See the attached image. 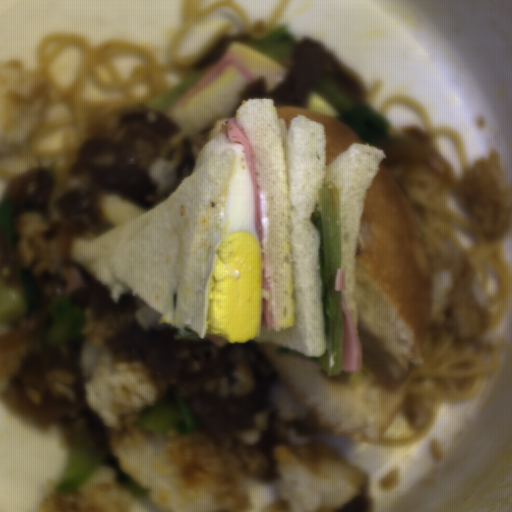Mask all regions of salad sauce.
<instances>
[{
  "instance_id": "salad-sauce-1",
  "label": "salad sauce",
  "mask_w": 512,
  "mask_h": 512,
  "mask_svg": "<svg viewBox=\"0 0 512 512\" xmlns=\"http://www.w3.org/2000/svg\"><path fill=\"white\" fill-rule=\"evenodd\" d=\"M260 199H261V212H262V226L264 233L265 246L268 245L269 238V224H268V198L267 192L262 184H258Z\"/></svg>"
}]
</instances>
